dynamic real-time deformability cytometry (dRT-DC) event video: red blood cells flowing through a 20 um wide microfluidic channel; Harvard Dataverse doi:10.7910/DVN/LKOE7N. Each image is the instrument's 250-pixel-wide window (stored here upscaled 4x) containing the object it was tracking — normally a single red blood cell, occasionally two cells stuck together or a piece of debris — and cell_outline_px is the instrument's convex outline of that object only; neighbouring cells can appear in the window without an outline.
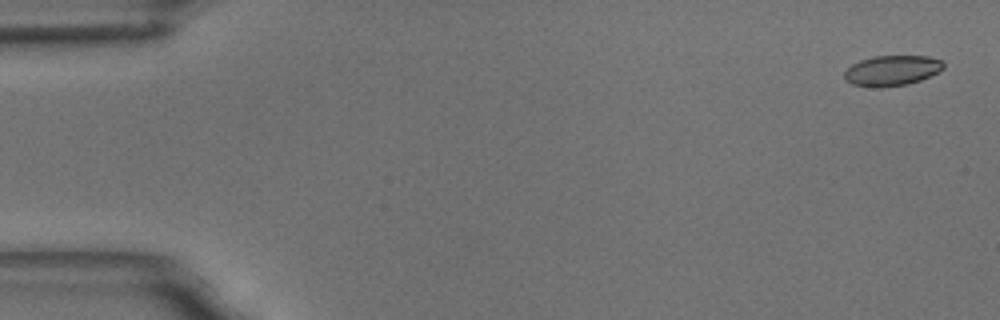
{"species": "common noctule bat (a hibernating species)", "species_latin": "Nyctalus noctula", "temperature_condition": "room temperature", "stored_images_in_passage": 15, "camera_frame_rate_fps": 3000, "um_per_image_px": 0.085, "animal": {"sex": "male", "body_mass_g": 18.8}, "frame": {"image": 1, "passage_image": 1, "time_ms": 0.0, "image_size_px": [1000, 320], "cell_outline_px": [[944, 68], [920, 80], [908, 84], [880, 88], [852, 84], [844, 76], [844, 72], [852, 64], [860, 60], [876, 56], [928, 56], [944, 60]], "centroid_in_image_um": [75.83, 5.99], "position_along_channel_um": 9.2, "area_um2": 17.4}}
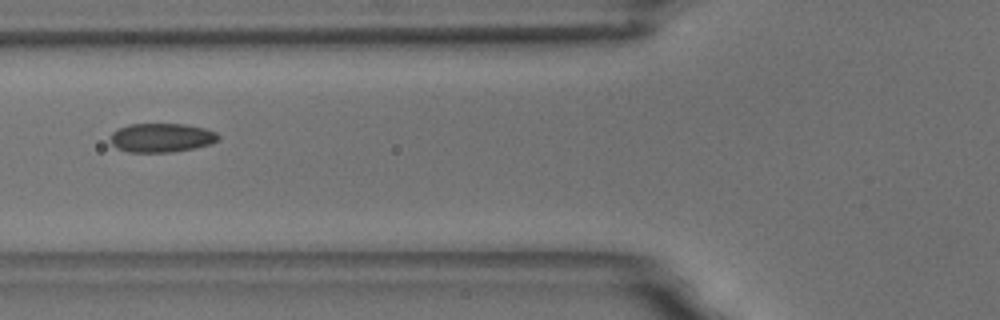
{"frame": {"image": 2, "passage_image": 6, "time_ms": 6.667, "image_size_px": [1000, 320], "cell_outline_px": [[220, 140], [212, 144], [196, 148], [172, 152], [128, 152], [116, 148], [112, 144], [112, 132], [128, 124], [184, 124], [204, 128], [216, 132], [220, 136]], "centroid_in_image_um": [13.78, 11.71], "position_along_channel_um": 112.0, "area_um2": 18.32}}
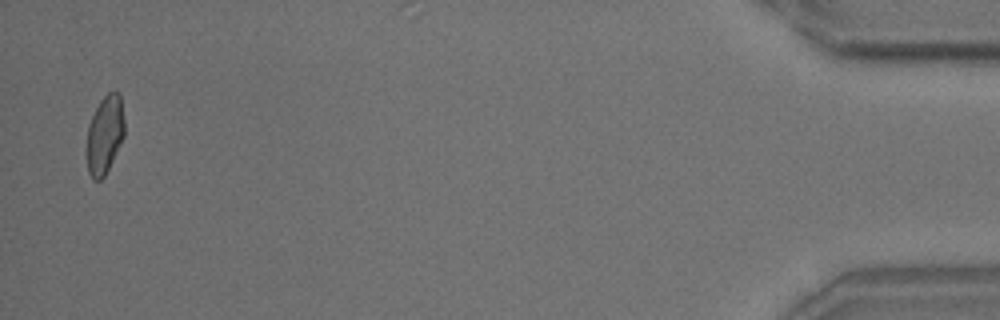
{"frame": {"image": 3, "passage_image": 15, "time_ms": 18.0, "image_size_px": [1000, 320], "cell_outline_px": [[124, 136], [104, 176], [100, 180], [92, 180], [88, 172], [84, 148], [88, 124], [100, 100], [108, 92], [116, 92], [120, 96], [124, 116]], "centroid_in_image_um": [8.85, 11.48], "position_along_channel_um": 426.3, "area_um2": 17.51}, "authors_computed_cell_mechanics": {"area_um2": 17.9758, "velocity_mm_per_s": 3.5586, "shape_relaxation_time_tau1_ms": 8.8214, "shape_relaxation_time_tau2_ms": 1.4062, "deformation_change_tau1": 0.149, "deformation_change_tau2": 0.0693}}